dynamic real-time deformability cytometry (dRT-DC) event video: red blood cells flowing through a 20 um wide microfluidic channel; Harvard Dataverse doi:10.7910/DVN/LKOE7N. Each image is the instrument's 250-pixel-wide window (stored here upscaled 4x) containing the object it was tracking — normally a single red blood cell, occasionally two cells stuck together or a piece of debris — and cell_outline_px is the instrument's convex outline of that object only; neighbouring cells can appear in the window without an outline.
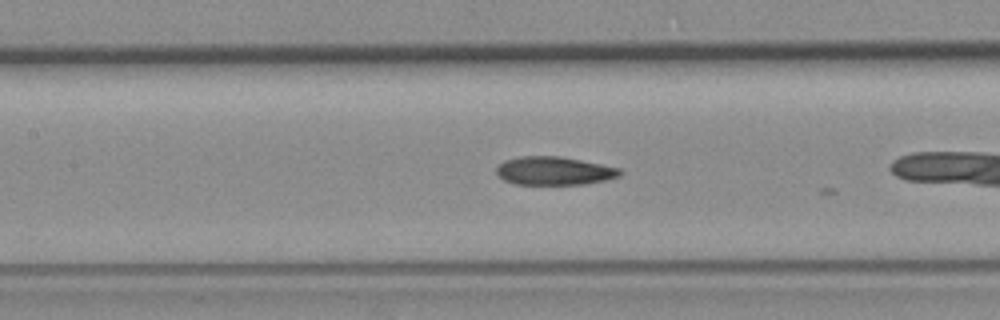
{"species": "common noctule bat (a hibernating species)", "species_latin": "Nyctalus noctula", "temperature_condition": "room temperature", "stored_images_in_passage": 9, "camera_frame_rate_fps": 3000, "um_per_image_px": 0.085, "animal": {"sex": "female", "body_mass_g": 19.3, "forearm_length_mm": 54.1}, "frame": {"image": 1, "passage_image": 7, "time_ms": 2.0, "image_size_px": [1000, 320], "cell_outline_px": [[624, 172], [620, 176], [604, 180], [584, 184], [512, 184], [504, 180], [496, 172], [496, 168], [504, 160], [520, 156], [560, 156], [620, 168]], "centroid_in_image_um": [47.1, 14.52], "position_along_channel_um": 160.3, "area_um2": 20.35}}